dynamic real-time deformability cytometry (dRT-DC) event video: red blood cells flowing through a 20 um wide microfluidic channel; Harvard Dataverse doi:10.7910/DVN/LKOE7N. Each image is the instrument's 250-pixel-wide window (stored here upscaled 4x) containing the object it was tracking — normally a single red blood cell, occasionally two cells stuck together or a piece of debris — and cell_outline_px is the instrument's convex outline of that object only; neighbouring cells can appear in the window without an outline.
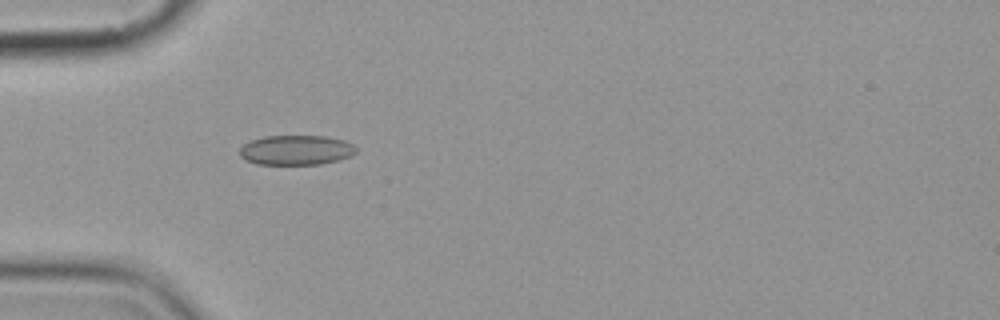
{"species": "common noctule bat (a hibernating species)", "species_latin": "Nyctalus noctula", "temperature_condition": "cold", "stored_images_in_passage": 3, "camera_frame_rate_fps": 3000, "um_per_image_px": 0.085, "animal": {"sex": "female", "body_mass_g": 19.9}, "frame": {"image": 1, "passage_image": 1, "time_ms": 0.0, "image_size_px": [1000, 320], "cell_outline_px": [[356, 152], [352, 156], [320, 164], [256, 164], [240, 156], [240, 148], [248, 140], [264, 136], [324, 136], [344, 140], [352, 144], [356, 148]], "centroid_in_image_um": [25.16, 12.75], "position_along_channel_um": 59.8, "area_um2": 20.17}}
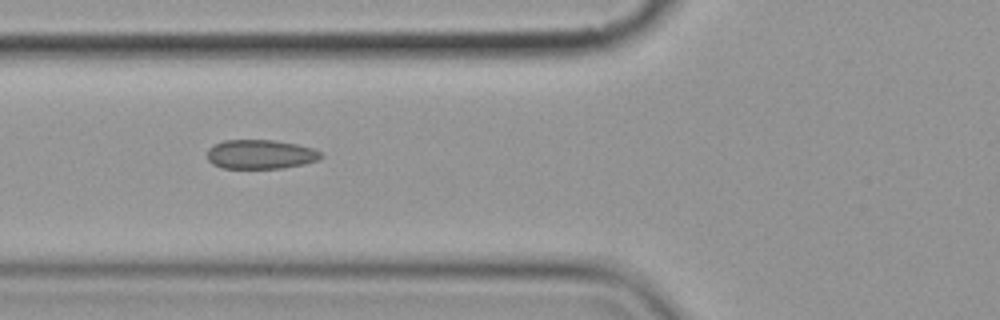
{"frame": {"image": 2, "passage_image": 2, "time_ms": 1.333, "image_size_px": [1000, 320], "cell_outline_px": [[324, 156], [316, 160], [304, 164], [284, 168], [224, 168], [212, 164], [208, 160], [208, 148], [224, 140], [276, 140], [296, 144], [312, 148], [320, 152]], "centroid_in_image_um": [22.14, 13.12], "position_along_channel_um": 103.7, "area_um2": 19.31}}
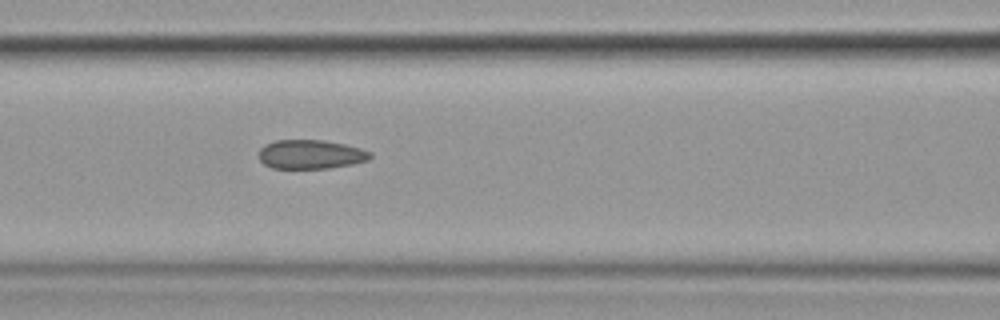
{"frame": {"image": 3, "passage_image": 3, "time_ms": 2.333, "image_size_px": [1000, 320], "cell_outline_px": [[372, 156], [368, 160], [352, 164], [328, 168], [272, 168], [264, 164], [260, 160], [260, 148], [264, 144], [276, 140], [324, 140], [344, 144], [360, 148], [372, 152]], "centroid_in_image_um": [26.41, 13.11], "position_along_channel_um": 140.2, "area_um2": 18.84}}